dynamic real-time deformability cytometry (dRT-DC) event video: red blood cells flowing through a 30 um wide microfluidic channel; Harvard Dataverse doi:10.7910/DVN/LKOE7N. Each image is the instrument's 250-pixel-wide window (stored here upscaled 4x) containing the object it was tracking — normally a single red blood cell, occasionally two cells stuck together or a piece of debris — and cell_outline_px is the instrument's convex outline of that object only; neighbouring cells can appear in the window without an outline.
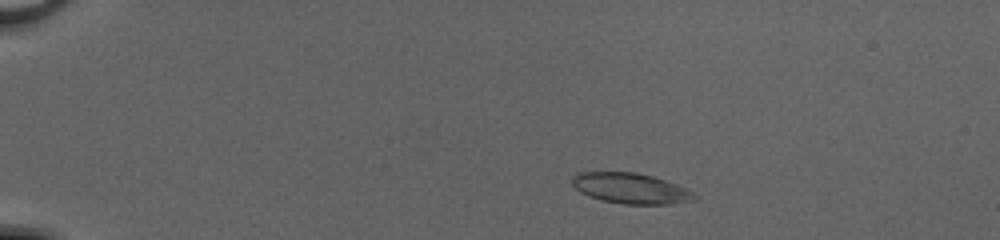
{"species": "common noctule bat (a hibernating species)", "species_latin": "Nyctalus noctula", "temperature_condition": "cold", "stored_images_in_passage": 40, "camera_frame_rate_fps": 3000, "um_per_image_px": 0.085, "animal": {"sex": "female", "body_mass_g": 20.0, "forearm_length_mm": 54.0}, "frame": {"image": 1, "passage_image": 7, "time_ms": 2.0, "image_size_px": [1000, 240], "cell_outline_px": [[696, 200], [672, 204], [624, 204], [600, 200], [588, 196], [580, 192], [572, 184], [572, 176], [576, 172], [636, 172], [652, 176], [676, 184], [692, 192], [696, 196]], "centroid_in_image_um": [53.57, 16.01], "position_along_channel_um": 31.4, "area_um2": 21.79}}
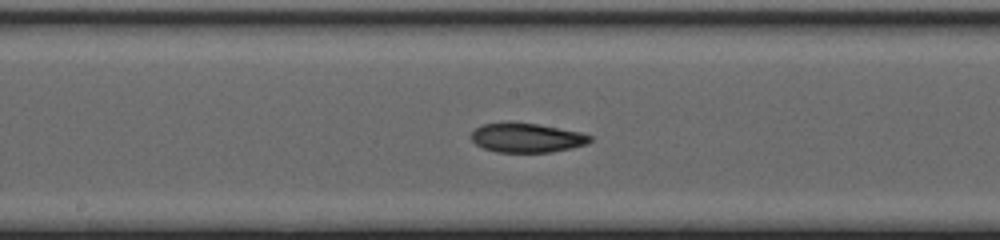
{"frame": {"image": 2, "passage_image": 26, "time_ms": 8.333, "image_size_px": [1000, 240], "cell_outline_px": [[592, 140], [588, 144], [572, 148], [552, 152], [496, 152], [484, 148], [476, 144], [472, 140], [472, 132], [480, 124], [508, 120], [540, 124], [580, 132], [592, 136]], "centroid_in_image_um": [44.77, 11.68], "position_along_channel_um": 203.4, "area_um2": 20.81}}
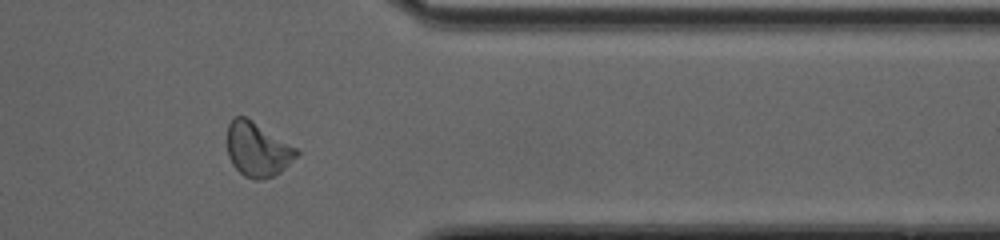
{"frame": {"image": 3, "passage_image": 40, "time_ms": 13.0, "image_size_px": [1000, 240], "cell_outline_px": [[300, 152], [280, 172], [272, 176], [260, 180], [256, 180], [244, 176], [232, 164], [228, 156], [228, 124], [236, 116], [244, 116], [252, 120], [296, 148]], "centroid_in_image_um": [21.87, 12.71], "position_along_channel_um": 389.5, "area_um2": 21.5}, "authors_computed_cell_mechanics": {"area_um2": 21.1259, "velocity_mm_per_s": 4.1435, "shape_relaxation_time_tau1_ms": 4.9364, "shape_relaxation_time_tau2_ms": 4.9556, "deformation_change_tau1": 0.1234, "deformation_change_tau2": 0.1221}}